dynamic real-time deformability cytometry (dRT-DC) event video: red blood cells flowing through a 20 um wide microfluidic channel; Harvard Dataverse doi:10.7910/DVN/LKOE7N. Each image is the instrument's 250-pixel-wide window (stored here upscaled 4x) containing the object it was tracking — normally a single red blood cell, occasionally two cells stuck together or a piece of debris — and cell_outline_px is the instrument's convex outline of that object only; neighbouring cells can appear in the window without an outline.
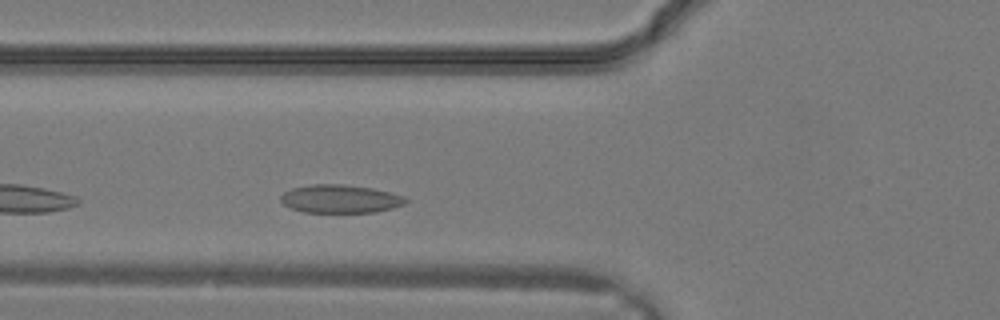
{"species": "common noctule bat (a hibernating species)", "species_latin": "Nyctalus noctula", "temperature_condition": "warm", "stored_images_in_passage": 11, "camera_frame_rate_fps": 3000, "um_per_image_px": 0.085, "animal": {"sex": "male", "body_mass_g": 19.2, "forearm_length_mm": 51.8}, "frame": {"image": 1, "passage_image": 5, "time_ms": 1.333, "image_size_px": [1000, 320], "cell_outline_px": [[408, 200], [404, 204], [392, 208], [376, 212], [304, 212], [292, 208], [284, 204], [280, 200], [280, 196], [284, 192], [292, 188], [312, 184], [344, 184], [372, 188], [404, 196]], "centroid_in_image_um": [28.91, 16.9], "position_along_channel_um": 96.9, "area_um2": 20.46}}
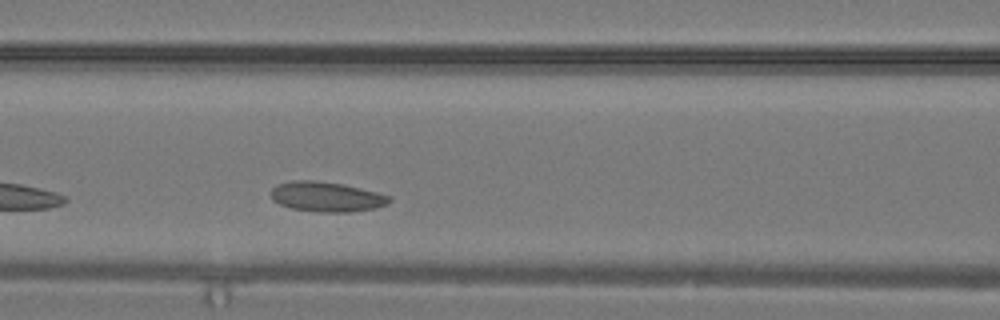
{"frame": {"image": 2, "passage_image": 7, "time_ms": 2.0, "image_size_px": [1000, 320], "cell_outline_px": [[392, 200], [388, 204], [376, 208], [348, 212], [320, 212], [292, 208], [280, 204], [272, 200], [272, 188], [276, 184], [292, 180], [316, 180], [344, 184], [392, 196]], "centroid_in_image_um": [27.77, 16.71], "position_along_channel_um": 138.8, "area_um2": 20.75}}
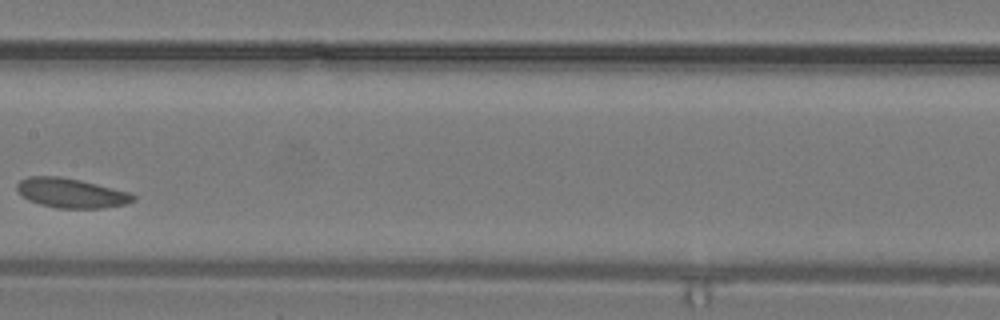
{"frame": {"image": 3, "passage_image": 10, "time_ms": 3.0, "image_size_px": [1000, 320], "cell_outline_px": [[136, 200], [124, 204], [104, 208], [56, 208], [40, 204], [28, 200], [16, 188], [16, 184], [20, 180], [28, 176], [60, 176], [80, 180], [132, 192], [136, 196]], "centroid_in_image_um": [6.08, 16.4], "position_along_channel_um": 201.3, "area_um2": 20.11}}